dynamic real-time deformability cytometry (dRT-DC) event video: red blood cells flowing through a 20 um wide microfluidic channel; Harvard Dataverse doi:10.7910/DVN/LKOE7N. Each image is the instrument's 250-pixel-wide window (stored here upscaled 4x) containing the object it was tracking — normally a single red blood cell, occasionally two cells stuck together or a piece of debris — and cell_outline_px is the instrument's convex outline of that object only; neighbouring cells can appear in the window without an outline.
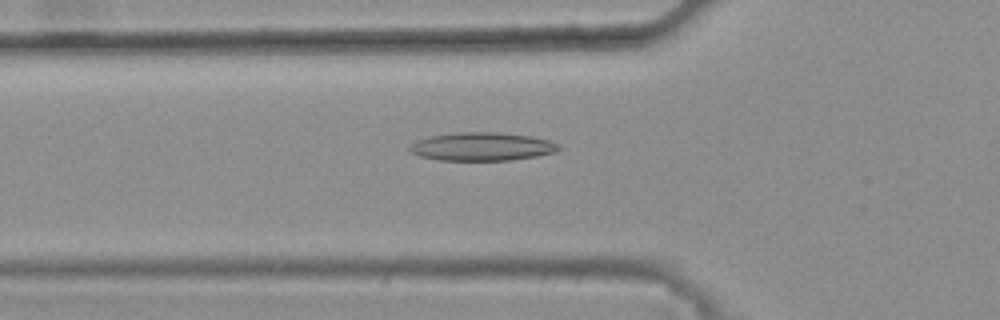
{"species": "common noctule bat (a hibernating species)", "species_latin": "Nyctalus noctula", "temperature_condition": "warm", "stored_images_in_passage": 47, "camera_frame_rate_fps": 3000, "um_per_image_px": 0.085, "animal": {"sex": "female", "body_mass_g": 25.1}, "frame": {"image": 1, "passage_image": 18, "time_ms": 5.667, "image_size_px": [1000, 320], "cell_outline_px": [[560, 148], [556, 152], [536, 156], [508, 160], [440, 160], [420, 156], [412, 152], [408, 148], [416, 140], [428, 136], [456, 132], [496, 132], [532, 136], [548, 140], [560, 144]], "centroid_in_image_um": [40.97, 12.45], "position_along_channel_um": 84.8, "area_um2": 24.57}}
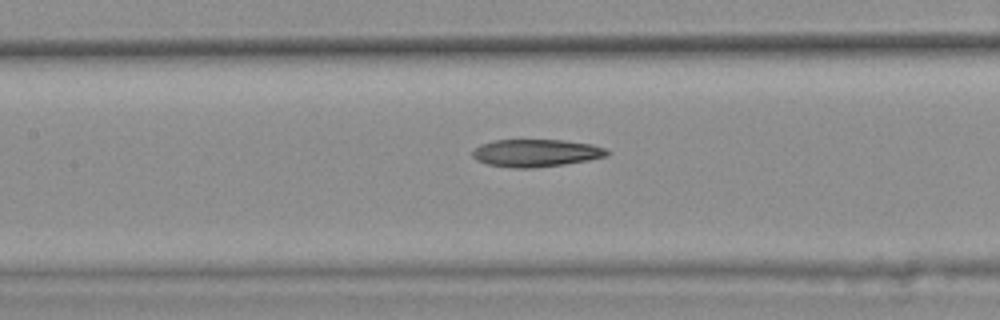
{"frame": {"image": 2, "passage_image": 24, "time_ms": 7.667, "image_size_px": [1000, 320], "cell_outline_px": [[612, 152], [608, 156], [588, 160], [564, 164], [532, 168], [512, 168], [488, 164], [476, 160], [472, 156], [472, 152], [480, 144], [492, 140], [564, 140], [592, 144], [604, 148]], "centroid_in_image_um": [45.57, 13.0], "position_along_channel_um": 161.8, "area_um2": 21.68}}
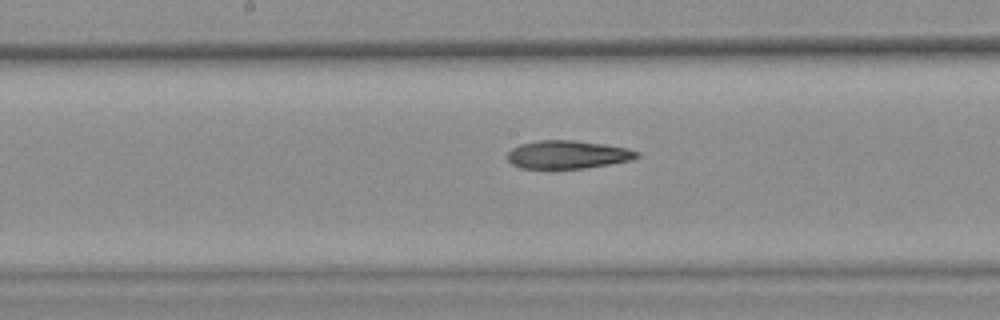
{"frame": {"image": 3, "passage_image": 27, "time_ms": 8.667, "image_size_px": [1000, 320], "cell_outline_px": [[640, 156], [632, 160], [584, 168], [520, 168], [512, 164], [508, 160], [508, 152], [512, 148], [520, 144], [540, 140], [576, 140], [604, 144], [628, 148], [640, 152]], "centroid_in_image_um": [48.27, 13.13], "position_along_channel_um": 199.9, "area_um2": 21.21}, "authors_computed_cell_mechanics": {"area_um2": 21.964, "velocity_mm_per_s": 3.8202, "shape_relaxation_time_tau1_ms": null, "shape_relaxation_time_tau2_ms": 8.3861, "deformation_change_tau1": null, "deformation_change_tau2": 0.1956}}